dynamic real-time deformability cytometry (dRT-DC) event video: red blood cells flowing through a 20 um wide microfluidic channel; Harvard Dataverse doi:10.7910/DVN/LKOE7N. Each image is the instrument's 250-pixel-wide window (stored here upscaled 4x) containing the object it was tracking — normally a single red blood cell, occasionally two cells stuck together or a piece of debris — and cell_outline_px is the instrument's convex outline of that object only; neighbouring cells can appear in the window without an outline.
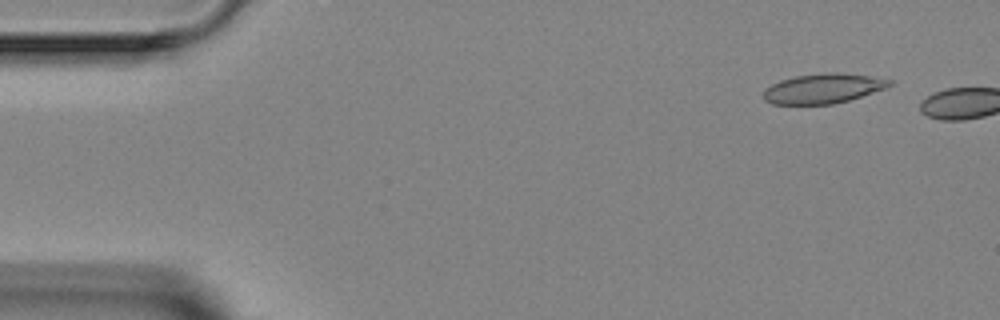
{"species": "Egyptian fruit bat (a non-hibernating species)", "species_latin": "Rousettus aegyptiacus", "temperature_condition": "room temperature", "stored_images_in_passage": 3, "camera_frame_rate_fps": 3000, "um_per_image_px": 0.085, "animal": {"sex": "female"}, "frame": {"image": 1, "passage_image": 2, "time_ms": 1.0, "image_size_px": [1000, 320], "cell_outline_px": [[892, 84], [888, 88], [848, 100], [832, 104], [772, 104], [764, 100], [764, 88], [780, 80], [796, 76], [832, 72], [836, 72], [868, 76], [892, 80]], "centroid_in_image_um": [69.96, 7.53], "position_along_channel_um": 15.0, "area_um2": 21.73}}